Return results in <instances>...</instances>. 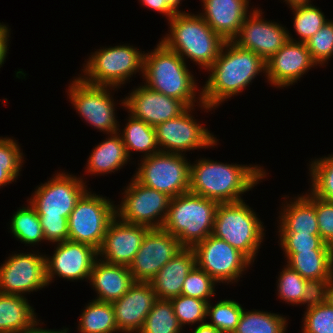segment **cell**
<instances>
[{"mask_svg": "<svg viewBox=\"0 0 333 333\" xmlns=\"http://www.w3.org/2000/svg\"><path fill=\"white\" fill-rule=\"evenodd\" d=\"M190 163L189 192L218 203L243 201L244 193L267 177L262 166L223 163L199 158Z\"/></svg>", "mask_w": 333, "mask_h": 333, "instance_id": "6da1fadb", "label": "cell"}, {"mask_svg": "<svg viewBox=\"0 0 333 333\" xmlns=\"http://www.w3.org/2000/svg\"><path fill=\"white\" fill-rule=\"evenodd\" d=\"M206 72L209 75L201 88L202 101L216 110L227 99L242 93L261 72L266 74V62L256 53L226 41Z\"/></svg>", "mask_w": 333, "mask_h": 333, "instance_id": "7a4b0ae2", "label": "cell"}, {"mask_svg": "<svg viewBox=\"0 0 333 333\" xmlns=\"http://www.w3.org/2000/svg\"><path fill=\"white\" fill-rule=\"evenodd\" d=\"M142 78L145 86L180 100L186 107L198 106L206 112L214 110L203 103L202 91H199L202 89L198 87V80L188 69L187 63L160 41L154 50L144 53Z\"/></svg>", "mask_w": 333, "mask_h": 333, "instance_id": "3957f363", "label": "cell"}, {"mask_svg": "<svg viewBox=\"0 0 333 333\" xmlns=\"http://www.w3.org/2000/svg\"><path fill=\"white\" fill-rule=\"evenodd\" d=\"M168 24L169 34L162 36L160 42L179 54L185 62L189 58L205 71L218 58L226 42L198 13H176Z\"/></svg>", "mask_w": 333, "mask_h": 333, "instance_id": "277c9868", "label": "cell"}, {"mask_svg": "<svg viewBox=\"0 0 333 333\" xmlns=\"http://www.w3.org/2000/svg\"><path fill=\"white\" fill-rule=\"evenodd\" d=\"M218 205L191 192L173 197L161 228L177 237L183 247L193 248L212 234Z\"/></svg>", "mask_w": 333, "mask_h": 333, "instance_id": "5b68a950", "label": "cell"}, {"mask_svg": "<svg viewBox=\"0 0 333 333\" xmlns=\"http://www.w3.org/2000/svg\"><path fill=\"white\" fill-rule=\"evenodd\" d=\"M258 216L244 200L219 203L212 235L228 242L254 263L266 231Z\"/></svg>", "mask_w": 333, "mask_h": 333, "instance_id": "8992f818", "label": "cell"}, {"mask_svg": "<svg viewBox=\"0 0 333 333\" xmlns=\"http://www.w3.org/2000/svg\"><path fill=\"white\" fill-rule=\"evenodd\" d=\"M129 45L100 47L84 61L78 76L91 85L117 88L130 82L134 74L143 77L145 51Z\"/></svg>", "mask_w": 333, "mask_h": 333, "instance_id": "52a82bcc", "label": "cell"}, {"mask_svg": "<svg viewBox=\"0 0 333 333\" xmlns=\"http://www.w3.org/2000/svg\"><path fill=\"white\" fill-rule=\"evenodd\" d=\"M117 87L95 86L85 83L79 76L73 78L67 89L72 106L91 127L107 134L118 132L120 127L117 106L112 94ZM113 92L111 93L110 92ZM116 110V111H115Z\"/></svg>", "mask_w": 333, "mask_h": 333, "instance_id": "ba28073f", "label": "cell"}, {"mask_svg": "<svg viewBox=\"0 0 333 333\" xmlns=\"http://www.w3.org/2000/svg\"><path fill=\"white\" fill-rule=\"evenodd\" d=\"M88 190L77 201L68 217L69 240L99 250L107 227L116 216V204L109 197L97 195L90 188Z\"/></svg>", "mask_w": 333, "mask_h": 333, "instance_id": "9c48e42d", "label": "cell"}, {"mask_svg": "<svg viewBox=\"0 0 333 333\" xmlns=\"http://www.w3.org/2000/svg\"><path fill=\"white\" fill-rule=\"evenodd\" d=\"M133 177L173 198L189 192L190 160L186 155L158 151L141 158Z\"/></svg>", "mask_w": 333, "mask_h": 333, "instance_id": "30bf717a", "label": "cell"}, {"mask_svg": "<svg viewBox=\"0 0 333 333\" xmlns=\"http://www.w3.org/2000/svg\"><path fill=\"white\" fill-rule=\"evenodd\" d=\"M83 176L57 171L47 182L35 187L28 202L39 218H67L88 187Z\"/></svg>", "mask_w": 333, "mask_h": 333, "instance_id": "8fae6325", "label": "cell"}, {"mask_svg": "<svg viewBox=\"0 0 333 333\" xmlns=\"http://www.w3.org/2000/svg\"><path fill=\"white\" fill-rule=\"evenodd\" d=\"M124 197L115 205L116 217L130 224L161 228L171 197L131 178L121 193Z\"/></svg>", "mask_w": 333, "mask_h": 333, "instance_id": "7c38bea8", "label": "cell"}, {"mask_svg": "<svg viewBox=\"0 0 333 333\" xmlns=\"http://www.w3.org/2000/svg\"><path fill=\"white\" fill-rule=\"evenodd\" d=\"M194 110V107H187L177 117L155 127L160 151L185 155L187 151L215 148L218 145L216 135L191 115Z\"/></svg>", "mask_w": 333, "mask_h": 333, "instance_id": "4fadbf2b", "label": "cell"}, {"mask_svg": "<svg viewBox=\"0 0 333 333\" xmlns=\"http://www.w3.org/2000/svg\"><path fill=\"white\" fill-rule=\"evenodd\" d=\"M192 249L196 265L217 283H238L244 272L253 265L243 253L212 234Z\"/></svg>", "mask_w": 333, "mask_h": 333, "instance_id": "5bb4252c", "label": "cell"}, {"mask_svg": "<svg viewBox=\"0 0 333 333\" xmlns=\"http://www.w3.org/2000/svg\"><path fill=\"white\" fill-rule=\"evenodd\" d=\"M13 253L0 266V293L27 296L49 286L46 254Z\"/></svg>", "mask_w": 333, "mask_h": 333, "instance_id": "9a60e30c", "label": "cell"}, {"mask_svg": "<svg viewBox=\"0 0 333 333\" xmlns=\"http://www.w3.org/2000/svg\"><path fill=\"white\" fill-rule=\"evenodd\" d=\"M263 13L259 7H254L232 42L256 53L266 62L288 42L290 31L281 23L263 18Z\"/></svg>", "mask_w": 333, "mask_h": 333, "instance_id": "2e32d148", "label": "cell"}, {"mask_svg": "<svg viewBox=\"0 0 333 333\" xmlns=\"http://www.w3.org/2000/svg\"><path fill=\"white\" fill-rule=\"evenodd\" d=\"M184 247L177 237L162 228H151L128 266L134 281L151 279Z\"/></svg>", "mask_w": 333, "mask_h": 333, "instance_id": "e0dca14e", "label": "cell"}, {"mask_svg": "<svg viewBox=\"0 0 333 333\" xmlns=\"http://www.w3.org/2000/svg\"><path fill=\"white\" fill-rule=\"evenodd\" d=\"M55 245L52 256L45 255L48 285L58 277L67 281L81 280L82 282L85 279L88 282L98 259V250L87 244L70 240Z\"/></svg>", "mask_w": 333, "mask_h": 333, "instance_id": "ac0fdd59", "label": "cell"}, {"mask_svg": "<svg viewBox=\"0 0 333 333\" xmlns=\"http://www.w3.org/2000/svg\"><path fill=\"white\" fill-rule=\"evenodd\" d=\"M130 92L119 104L134 118L143 120L154 128L177 117L187 108L180 100L154 91L143 84Z\"/></svg>", "mask_w": 333, "mask_h": 333, "instance_id": "d6986e66", "label": "cell"}, {"mask_svg": "<svg viewBox=\"0 0 333 333\" xmlns=\"http://www.w3.org/2000/svg\"><path fill=\"white\" fill-rule=\"evenodd\" d=\"M316 66L318 65L312 59L306 43L288 40L266 61L264 76L271 86L282 89L300 81L306 72Z\"/></svg>", "mask_w": 333, "mask_h": 333, "instance_id": "ffe728a7", "label": "cell"}, {"mask_svg": "<svg viewBox=\"0 0 333 333\" xmlns=\"http://www.w3.org/2000/svg\"><path fill=\"white\" fill-rule=\"evenodd\" d=\"M150 229L144 225L124 222L115 216L109 223L98 250L99 259L110 264L128 267Z\"/></svg>", "mask_w": 333, "mask_h": 333, "instance_id": "44dd1931", "label": "cell"}, {"mask_svg": "<svg viewBox=\"0 0 333 333\" xmlns=\"http://www.w3.org/2000/svg\"><path fill=\"white\" fill-rule=\"evenodd\" d=\"M157 300L150 282L135 281L129 290L112 302L120 333H138Z\"/></svg>", "mask_w": 333, "mask_h": 333, "instance_id": "7402d4cb", "label": "cell"}, {"mask_svg": "<svg viewBox=\"0 0 333 333\" xmlns=\"http://www.w3.org/2000/svg\"><path fill=\"white\" fill-rule=\"evenodd\" d=\"M249 1L251 0H201L203 9L198 14L225 41H232L238 35L245 18L254 9H250Z\"/></svg>", "mask_w": 333, "mask_h": 333, "instance_id": "603a6c76", "label": "cell"}, {"mask_svg": "<svg viewBox=\"0 0 333 333\" xmlns=\"http://www.w3.org/2000/svg\"><path fill=\"white\" fill-rule=\"evenodd\" d=\"M134 282L127 266L110 264L98 258L88 283L97 293L94 300L112 303L120 299Z\"/></svg>", "mask_w": 333, "mask_h": 333, "instance_id": "cb8c5ba5", "label": "cell"}, {"mask_svg": "<svg viewBox=\"0 0 333 333\" xmlns=\"http://www.w3.org/2000/svg\"><path fill=\"white\" fill-rule=\"evenodd\" d=\"M195 265L194 250L184 247L151 279L157 299L170 300L181 295L183 282Z\"/></svg>", "mask_w": 333, "mask_h": 333, "instance_id": "d4e9b609", "label": "cell"}, {"mask_svg": "<svg viewBox=\"0 0 333 333\" xmlns=\"http://www.w3.org/2000/svg\"><path fill=\"white\" fill-rule=\"evenodd\" d=\"M282 197L287 200L283 199L279 211L277 233L320 235L314 204L303 193L294 198Z\"/></svg>", "mask_w": 333, "mask_h": 333, "instance_id": "484cf974", "label": "cell"}, {"mask_svg": "<svg viewBox=\"0 0 333 333\" xmlns=\"http://www.w3.org/2000/svg\"><path fill=\"white\" fill-rule=\"evenodd\" d=\"M107 135L103 142L94 147L87 160L85 171L90 173L91 177L96 174H112L131 161L119 132Z\"/></svg>", "mask_w": 333, "mask_h": 333, "instance_id": "4316f807", "label": "cell"}, {"mask_svg": "<svg viewBox=\"0 0 333 333\" xmlns=\"http://www.w3.org/2000/svg\"><path fill=\"white\" fill-rule=\"evenodd\" d=\"M26 296L0 293V333H24L37 321Z\"/></svg>", "mask_w": 333, "mask_h": 333, "instance_id": "83f0119b", "label": "cell"}, {"mask_svg": "<svg viewBox=\"0 0 333 333\" xmlns=\"http://www.w3.org/2000/svg\"><path fill=\"white\" fill-rule=\"evenodd\" d=\"M287 265L304 279L333 277V250L283 251Z\"/></svg>", "mask_w": 333, "mask_h": 333, "instance_id": "f1b7e54d", "label": "cell"}, {"mask_svg": "<svg viewBox=\"0 0 333 333\" xmlns=\"http://www.w3.org/2000/svg\"><path fill=\"white\" fill-rule=\"evenodd\" d=\"M124 128L119 127L118 132L122 137L123 144L128 157L135 152H140L141 158L154 155L160 151L155 128L144 122L143 120L136 119L128 114ZM133 151V152H132Z\"/></svg>", "mask_w": 333, "mask_h": 333, "instance_id": "f546056e", "label": "cell"}, {"mask_svg": "<svg viewBox=\"0 0 333 333\" xmlns=\"http://www.w3.org/2000/svg\"><path fill=\"white\" fill-rule=\"evenodd\" d=\"M78 319L79 333H119L112 303L90 300Z\"/></svg>", "mask_w": 333, "mask_h": 333, "instance_id": "4dcf8cb0", "label": "cell"}, {"mask_svg": "<svg viewBox=\"0 0 333 333\" xmlns=\"http://www.w3.org/2000/svg\"><path fill=\"white\" fill-rule=\"evenodd\" d=\"M27 204L28 206L23 205L22 208H17L11 217L9 229L15 239L25 244V246L31 245L34 247L41 241L44 242L45 239L39 215L28 201Z\"/></svg>", "mask_w": 333, "mask_h": 333, "instance_id": "1f68e13d", "label": "cell"}, {"mask_svg": "<svg viewBox=\"0 0 333 333\" xmlns=\"http://www.w3.org/2000/svg\"><path fill=\"white\" fill-rule=\"evenodd\" d=\"M261 310H245L239 319L233 333H286L288 327L287 316Z\"/></svg>", "mask_w": 333, "mask_h": 333, "instance_id": "d6a6232c", "label": "cell"}, {"mask_svg": "<svg viewBox=\"0 0 333 333\" xmlns=\"http://www.w3.org/2000/svg\"><path fill=\"white\" fill-rule=\"evenodd\" d=\"M290 10H292L294 16L293 28L295 33H297V37L299 36V38L295 39L291 32L288 33L291 41L306 43L329 20L316 5H296L290 7Z\"/></svg>", "mask_w": 333, "mask_h": 333, "instance_id": "836d02e7", "label": "cell"}, {"mask_svg": "<svg viewBox=\"0 0 333 333\" xmlns=\"http://www.w3.org/2000/svg\"><path fill=\"white\" fill-rule=\"evenodd\" d=\"M20 146L12 137H0V189L19 179L25 161Z\"/></svg>", "mask_w": 333, "mask_h": 333, "instance_id": "e575fe53", "label": "cell"}, {"mask_svg": "<svg viewBox=\"0 0 333 333\" xmlns=\"http://www.w3.org/2000/svg\"><path fill=\"white\" fill-rule=\"evenodd\" d=\"M170 300L157 299L138 333H183Z\"/></svg>", "mask_w": 333, "mask_h": 333, "instance_id": "d590c367", "label": "cell"}, {"mask_svg": "<svg viewBox=\"0 0 333 333\" xmlns=\"http://www.w3.org/2000/svg\"><path fill=\"white\" fill-rule=\"evenodd\" d=\"M311 160L309 191L321 200L333 202V153Z\"/></svg>", "mask_w": 333, "mask_h": 333, "instance_id": "8d00e7d4", "label": "cell"}, {"mask_svg": "<svg viewBox=\"0 0 333 333\" xmlns=\"http://www.w3.org/2000/svg\"><path fill=\"white\" fill-rule=\"evenodd\" d=\"M211 302L207 303L206 306V318L211 319V321H206V323L222 333H233L244 309L242 305L231 299H221L215 304Z\"/></svg>", "mask_w": 333, "mask_h": 333, "instance_id": "74e56055", "label": "cell"}, {"mask_svg": "<svg viewBox=\"0 0 333 333\" xmlns=\"http://www.w3.org/2000/svg\"><path fill=\"white\" fill-rule=\"evenodd\" d=\"M306 282V279L286 264L278 274L276 294L286 304L298 306L305 292Z\"/></svg>", "mask_w": 333, "mask_h": 333, "instance_id": "f35d334b", "label": "cell"}, {"mask_svg": "<svg viewBox=\"0 0 333 333\" xmlns=\"http://www.w3.org/2000/svg\"><path fill=\"white\" fill-rule=\"evenodd\" d=\"M174 314L177 317L180 325L192 326V324H203L206 320L207 302L193 297L179 295L170 299Z\"/></svg>", "mask_w": 333, "mask_h": 333, "instance_id": "ab89813d", "label": "cell"}, {"mask_svg": "<svg viewBox=\"0 0 333 333\" xmlns=\"http://www.w3.org/2000/svg\"><path fill=\"white\" fill-rule=\"evenodd\" d=\"M216 284L219 285L204 270L195 265L183 282L181 295L209 303L211 301L210 298L216 295Z\"/></svg>", "mask_w": 333, "mask_h": 333, "instance_id": "60d3db41", "label": "cell"}, {"mask_svg": "<svg viewBox=\"0 0 333 333\" xmlns=\"http://www.w3.org/2000/svg\"><path fill=\"white\" fill-rule=\"evenodd\" d=\"M306 46L312 59L321 67H326L333 58V20H327L307 42Z\"/></svg>", "mask_w": 333, "mask_h": 333, "instance_id": "b9f144b4", "label": "cell"}, {"mask_svg": "<svg viewBox=\"0 0 333 333\" xmlns=\"http://www.w3.org/2000/svg\"><path fill=\"white\" fill-rule=\"evenodd\" d=\"M304 313L301 333H333V307L327 302Z\"/></svg>", "mask_w": 333, "mask_h": 333, "instance_id": "7bdbcfd3", "label": "cell"}, {"mask_svg": "<svg viewBox=\"0 0 333 333\" xmlns=\"http://www.w3.org/2000/svg\"><path fill=\"white\" fill-rule=\"evenodd\" d=\"M278 244L283 251L333 250L324 243L320 235L299 233H278Z\"/></svg>", "mask_w": 333, "mask_h": 333, "instance_id": "ee69618b", "label": "cell"}, {"mask_svg": "<svg viewBox=\"0 0 333 333\" xmlns=\"http://www.w3.org/2000/svg\"><path fill=\"white\" fill-rule=\"evenodd\" d=\"M303 194L314 204L320 237L333 248V202L315 197L308 189Z\"/></svg>", "mask_w": 333, "mask_h": 333, "instance_id": "f6af8a7d", "label": "cell"}, {"mask_svg": "<svg viewBox=\"0 0 333 333\" xmlns=\"http://www.w3.org/2000/svg\"><path fill=\"white\" fill-rule=\"evenodd\" d=\"M330 279H311L307 280L305 292L298 305H306V310L309 308L323 305L327 302V289Z\"/></svg>", "mask_w": 333, "mask_h": 333, "instance_id": "bcb514c9", "label": "cell"}, {"mask_svg": "<svg viewBox=\"0 0 333 333\" xmlns=\"http://www.w3.org/2000/svg\"><path fill=\"white\" fill-rule=\"evenodd\" d=\"M45 242L53 244L69 240L67 218H39Z\"/></svg>", "mask_w": 333, "mask_h": 333, "instance_id": "7dc6e473", "label": "cell"}, {"mask_svg": "<svg viewBox=\"0 0 333 333\" xmlns=\"http://www.w3.org/2000/svg\"><path fill=\"white\" fill-rule=\"evenodd\" d=\"M141 4L149 8V10H154L157 13L166 16L167 21L171 19L176 13L166 4L165 0H138Z\"/></svg>", "mask_w": 333, "mask_h": 333, "instance_id": "c3c4849f", "label": "cell"}, {"mask_svg": "<svg viewBox=\"0 0 333 333\" xmlns=\"http://www.w3.org/2000/svg\"><path fill=\"white\" fill-rule=\"evenodd\" d=\"M10 28L9 25L0 23V68L4 65L9 50L10 43Z\"/></svg>", "mask_w": 333, "mask_h": 333, "instance_id": "681fc988", "label": "cell"}, {"mask_svg": "<svg viewBox=\"0 0 333 333\" xmlns=\"http://www.w3.org/2000/svg\"><path fill=\"white\" fill-rule=\"evenodd\" d=\"M40 324H44V322H40V319L28 330H26L24 333H70L69 328H62V330H55V329H44L42 327H39Z\"/></svg>", "mask_w": 333, "mask_h": 333, "instance_id": "f907efd6", "label": "cell"}, {"mask_svg": "<svg viewBox=\"0 0 333 333\" xmlns=\"http://www.w3.org/2000/svg\"><path fill=\"white\" fill-rule=\"evenodd\" d=\"M192 329H194L192 331V333H222L218 329L209 325L206 322L203 324H199L195 328H192Z\"/></svg>", "mask_w": 333, "mask_h": 333, "instance_id": "816d5d0a", "label": "cell"}, {"mask_svg": "<svg viewBox=\"0 0 333 333\" xmlns=\"http://www.w3.org/2000/svg\"><path fill=\"white\" fill-rule=\"evenodd\" d=\"M183 0H165L166 4L175 12V13H185L188 11L179 10Z\"/></svg>", "mask_w": 333, "mask_h": 333, "instance_id": "f5cc1de1", "label": "cell"}, {"mask_svg": "<svg viewBox=\"0 0 333 333\" xmlns=\"http://www.w3.org/2000/svg\"><path fill=\"white\" fill-rule=\"evenodd\" d=\"M327 303L333 307V277L330 279L327 289Z\"/></svg>", "mask_w": 333, "mask_h": 333, "instance_id": "db71d44e", "label": "cell"}, {"mask_svg": "<svg viewBox=\"0 0 333 333\" xmlns=\"http://www.w3.org/2000/svg\"><path fill=\"white\" fill-rule=\"evenodd\" d=\"M285 4L289 5L288 8L296 6V5H303V4H311V0H284Z\"/></svg>", "mask_w": 333, "mask_h": 333, "instance_id": "11a10c76", "label": "cell"}]
</instances>
